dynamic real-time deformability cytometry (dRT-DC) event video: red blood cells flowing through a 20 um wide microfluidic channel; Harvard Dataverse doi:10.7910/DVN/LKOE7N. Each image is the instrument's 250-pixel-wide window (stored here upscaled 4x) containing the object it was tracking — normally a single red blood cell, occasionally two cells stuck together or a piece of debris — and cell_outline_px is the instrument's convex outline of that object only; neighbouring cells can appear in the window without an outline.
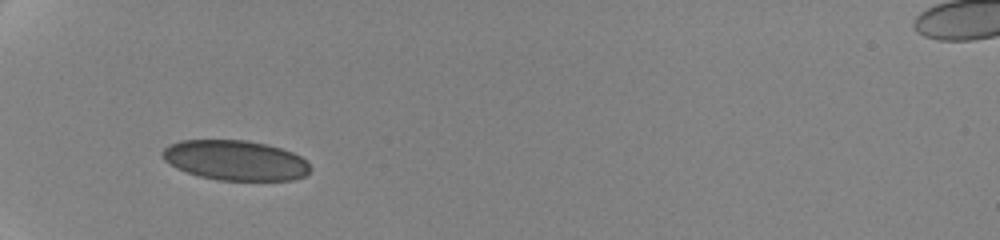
{"species": "human", "species_latin": "Homo sapiens", "temperature_condition": "cold", "stored_images_in_passage": 4, "camera_frame_rate_fps": 3000, "um_per_image_px": 0.085, "donor": {"sex": "female"}, "frame": {"image": 1, "passage_image": 2, "time_ms": 2.0, "image_size_px": [1000, 240], "cell_outline_px": [[312, 168], [304, 176], [292, 180], [216, 180], [200, 176], [176, 168], [164, 160], [160, 156], [160, 152], [164, 148], [180, 140], [248, 140], [268, 144], [292, 152], [300, 156]], "centroid_in_image_um": [19.98, 13.62], "position_along_channel_um": 65.0, "area_um2": 34.51}}
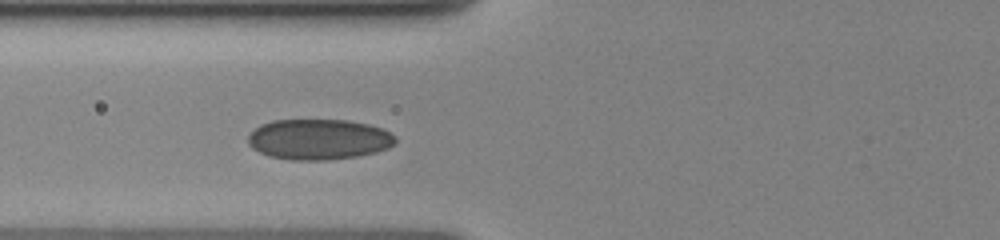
{"frame": {"image": 2, "passage_image": 3, "time_ms": 3.333, "image_size_px": [1000, 240], "cell_outline_px": [[396, 144], [388, 148], [376, 152], [356, 156], [324, 160], [292, 160], [268, 156], [252, 148], [248, 144], [248, 136], [260, 124], [272, 120], [348, 120], [368, 124], [384, 128], [396, 136]], "centroid_in_image_um": [27.11, 11.84], "position_along_channel_um": 98.7, "area_um2": 35.03}}
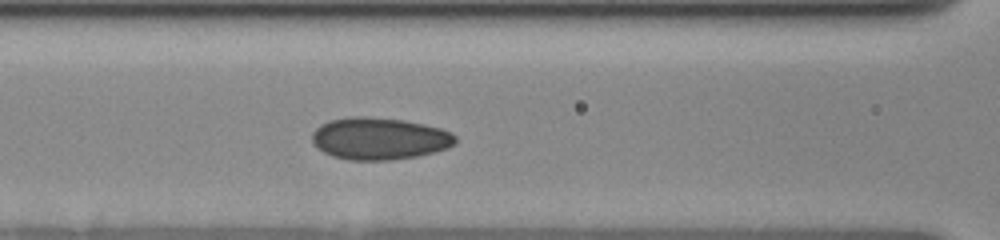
{"frame": {"image": 3, "passage_image": 4, "time_ms": 4.333, "image_size_px": [1000, 240], "cell_outline_px": [[456, 144], [448, 148], [416, 156], [392, 160], [348, 160], [332, 156], [316, 148], [312, 144], [312, 132], [320, 124], [332, 120], [352, 116], [364, 116], [404, 120], [424, 124], [440, 128], [452, 132], [456, 136]], "centroid_in_image_um": [32.23, 11.78], "position_along_channel_um": 134.4, "area_um2": 35.37}}